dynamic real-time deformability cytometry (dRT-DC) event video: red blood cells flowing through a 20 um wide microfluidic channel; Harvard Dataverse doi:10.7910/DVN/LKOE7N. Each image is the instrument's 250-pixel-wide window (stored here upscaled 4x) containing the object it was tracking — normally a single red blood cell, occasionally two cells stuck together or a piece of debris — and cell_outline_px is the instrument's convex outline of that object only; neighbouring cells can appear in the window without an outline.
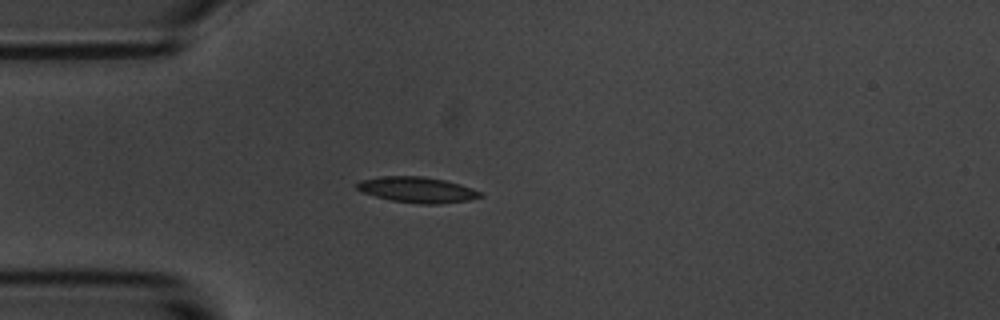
{"species": "common noctule bat (a hibernating species)", "species_latin": "Nyctalus noctula", "temperature_condition": "room temperature", "stored_images_in_passage": 42, "camera_frame_rate_fps": 3000, "um_per_image_px": 0.085, "animal": {"sex": "male", "body_mass_g": 20.1, "forearm_length_mm": 53.5}, "frame": {"image": 1, "passage_image": 1, "time_ms": 0.0, "image_size_px": [1000, 320], "cell_outline_px": [[484, 196], [468, 200], [440, 204], [420, 204], [392, 200], [360, 192], [356, 188], [356, 184], [360, 180], [380, 176], [424, 176], [444, 180], [460, 184], [484, 192]], "centroid_in_image_um": [35.48, 16.12], "position_along_channel_um": 49.5, "area_um2": 18.61}}
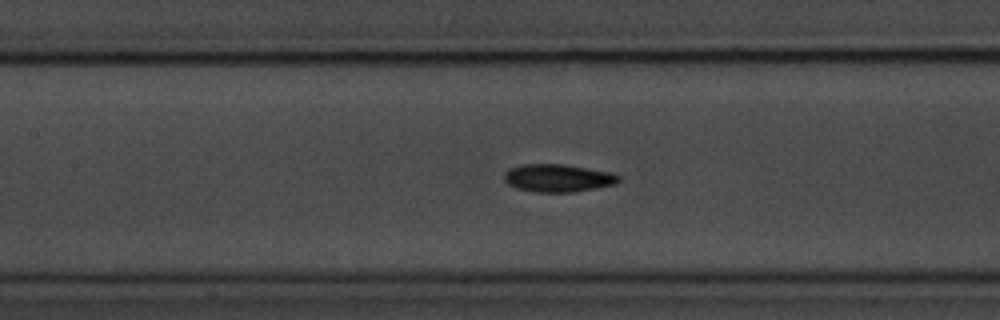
{"frame": {"image": 2, "passage_image": 11, "time_ms": 3.333, "image_size_px": [1000, 320], "cell_outline_px": [[620, 180], [616, 184], [596, 188], [572, 192], [536, 192], [516, 188], [508, 184], [504, 180], [504, 172], [508, 168], [520, 164], [564, 164], [612, 172], [620, 176]], "centroid_in_image_um": [47.41, 15.12], "position_along_channel_um": 160.0, "area_um2": 18.73}}
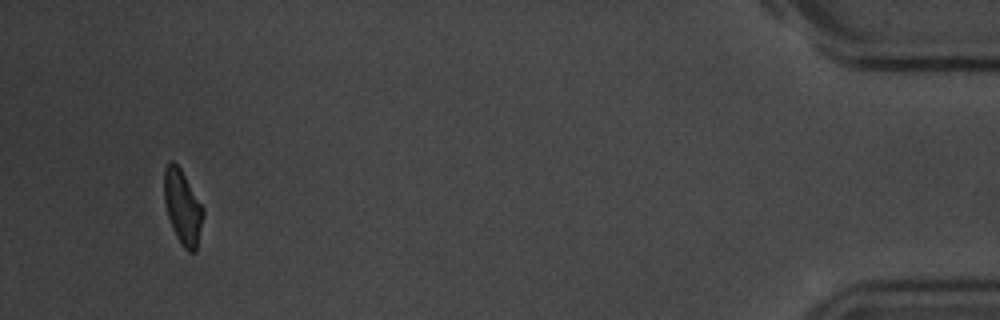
{"frame": {"image": 3, "passage_image": 39, "time_ms": 12.667, "image_size_px": [1000, 320], "cell_outline_px": [[204, 216], [196, 252], [188, 252], [184, 248], [176, 236], [172, 228], [168, 216], [164, 200], [164, 168], [168, 160], [172, 160], [180, 168], [204, 208]], "centroid_in_image_um": [15.52, 17.61], "position_along_channel_um": 419.7, "area_um2": 16.99}, "authors_computed_cell_mechanics": {"area_um2": 17.7157, "velocity_mm_per_s": 3.6042, "shape_relaxation_time_tau1_ms": 2.6151, "shape_relaxation_time_tau2_ms": 4.0226, "deformation_change_tau1": 0.1159, "deformation_change_tau2": 0.1036}}